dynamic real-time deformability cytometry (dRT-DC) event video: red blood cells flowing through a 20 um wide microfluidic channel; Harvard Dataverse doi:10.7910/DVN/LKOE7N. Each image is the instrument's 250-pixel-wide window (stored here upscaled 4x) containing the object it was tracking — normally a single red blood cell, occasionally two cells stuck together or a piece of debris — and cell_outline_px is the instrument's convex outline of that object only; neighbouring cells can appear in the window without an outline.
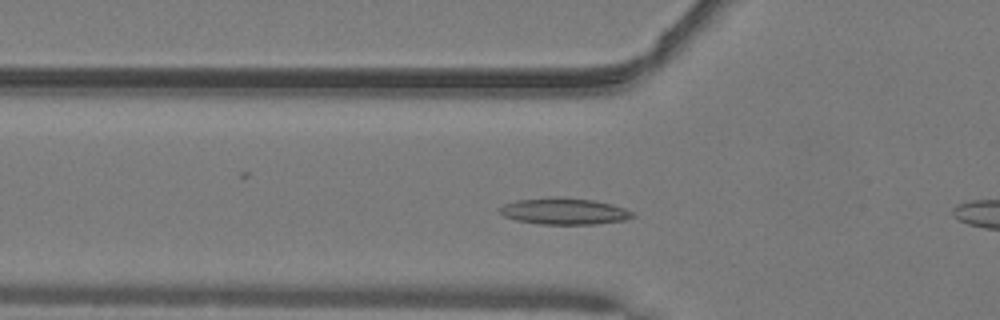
{"species": "common noctule bat (a hibernating species)", "species_latin": "Nyctalus noctula", "temperature_condition": "warm", "stored_images_in_passage": 6, "camera_frame_rate_fps": 3000, "um_per_image_px": 0.085, "animal": {"sex": "male", "body_mass_g": 19.2, "forearm_length_mm": 51.8}, "frame": {"image": 1, "passage_image": 4, "time_ms": 1.0, "image_size_px": [1000, 320], "cell_outline_px": [[636, 216], [624, 220], [596, 224], [540, 224], [516, 220], [504, 216], [496, 212], [496, 208], [504, 204], [516, 200], [556, 196], [592, 200], [612, 204], [624, 208], [632, 212]], "centroid_in_image_um": [47.89, 17.95], "position_along_channel_um": 77.9, "area_um2": 20.69}}